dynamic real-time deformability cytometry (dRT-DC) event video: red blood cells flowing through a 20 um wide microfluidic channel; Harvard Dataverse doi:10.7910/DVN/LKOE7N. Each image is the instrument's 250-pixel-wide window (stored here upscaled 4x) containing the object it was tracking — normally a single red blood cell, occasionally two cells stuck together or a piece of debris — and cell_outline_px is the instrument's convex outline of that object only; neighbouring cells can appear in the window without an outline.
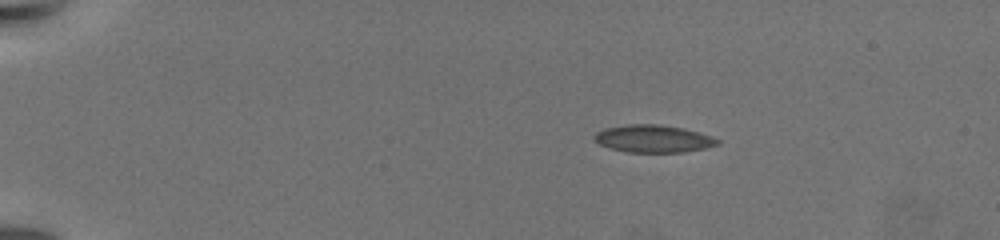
{"species": "common noctule bat (a hibernating species)", "species_latin": "Nyctalus noctula", "temperature_condition": "warm", "stored_images_in_passage": 9, "camera_frame_rate_fps": 3000, "um_per_image_px": 0.085, "animal": {"sex": "female", "body_mass_g": 19.5, "forearm_length_mm": 54.1}, "frame": {"image": 1, "passage_image": 1, "time_ms": 0.0, "image_size_px": [1000, 240], "cell_outline_px": [[720, 144], [704, 148], [684, 152], [628, 152], [608, 148], [600, 144], [592, 136], [596, 132], [604, 128], [628, 124], [656, 124], [684, 128], [712, 136], [720, 140]], "centroid_in_image_um": [55.53, 11.79], "position_along_channel_um": 29.5, "area_um2": 19.77}}
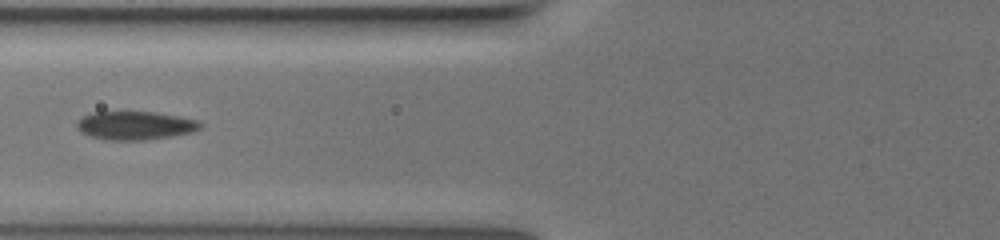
{"frame": {"image": 2, "passage_image": 6, "time_ms": 5.667, "image_size_px": [1000, 240], "cell_outline_px": [[204, 124], [200, 128], [192, 132], [172, 136], [144, 140], [104, 140], [80, 132], [76, 128], [76, 124], [84, 116], [92, 112], [152, 112], [176, 116], [196, 120]], "centroid_in_image_um": [11.48, 10.68], "position_along_channel_um": 114.3, "area_um2": 20.29}}
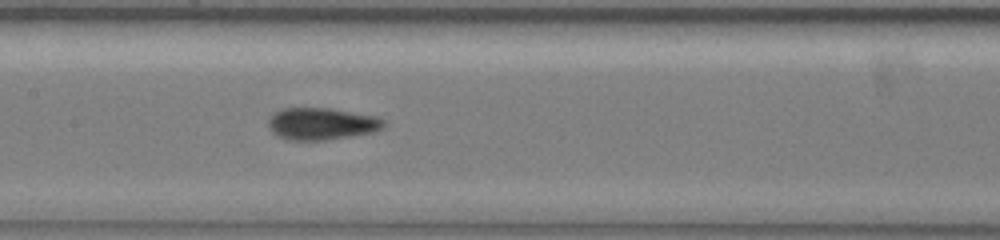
{"frame": {"image": 3, "passage_image": 8, "time_ms": 7.667, "image_size_px": [1000, 240], "cell_outline_px": [[384, 128], [372, 132], [324, 140], [288, 140], [272, 132], [268, 124], [268, 120], [276, 112], [284, 108], [328, 108], [376, 116], [384, 120]], "centroid_in_image_um": [27.34, 10.52], "position_along_channel_um": 180.1, "area_um2": 21.21}}